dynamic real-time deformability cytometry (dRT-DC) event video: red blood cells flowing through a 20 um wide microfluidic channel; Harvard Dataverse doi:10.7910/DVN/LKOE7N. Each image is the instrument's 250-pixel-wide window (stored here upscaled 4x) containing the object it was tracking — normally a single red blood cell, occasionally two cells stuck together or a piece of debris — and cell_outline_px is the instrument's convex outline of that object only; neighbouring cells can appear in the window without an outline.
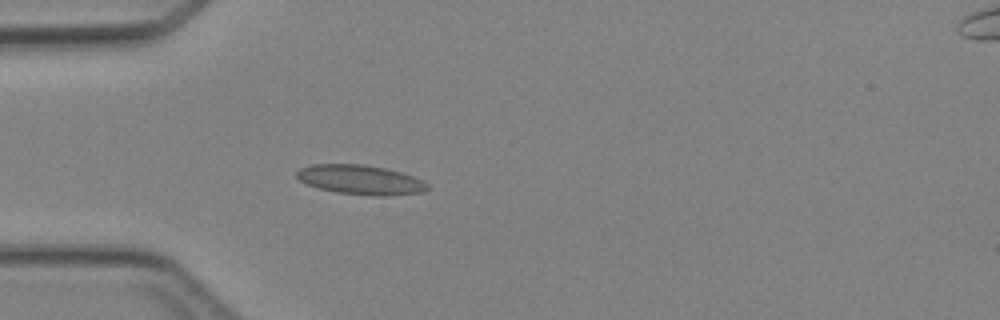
{"species": "Egyptian fruit bat (a non-hibernating species)", "species_latin": "Rousettus aegyptiacus", "temperature_condition": "cold", "stored_images_in_passage": 2, "camera_frame_rate_fps": 3000, "um_per_image_px": 0.085, "animal": {"sex": "female"}, "frame": {"image": 1, "passage_image": 2, "time_ms": 1.0, "image_size_px": [1000, 320], "cell_outline_px": [[432, 188], [424, 192], [388, 196], [372, 196], [336, 192], [320, 188], [308, 184], [300, 180], [296, 176], [296, 172], [300, 168], [312, 164], [364, 164], [384, 168], [400, 172], [424, 180]], "centroid_in_image_um": [30.69, 15.29], "position_along_channel_um": 54.3, "area_um2": 22.6}}